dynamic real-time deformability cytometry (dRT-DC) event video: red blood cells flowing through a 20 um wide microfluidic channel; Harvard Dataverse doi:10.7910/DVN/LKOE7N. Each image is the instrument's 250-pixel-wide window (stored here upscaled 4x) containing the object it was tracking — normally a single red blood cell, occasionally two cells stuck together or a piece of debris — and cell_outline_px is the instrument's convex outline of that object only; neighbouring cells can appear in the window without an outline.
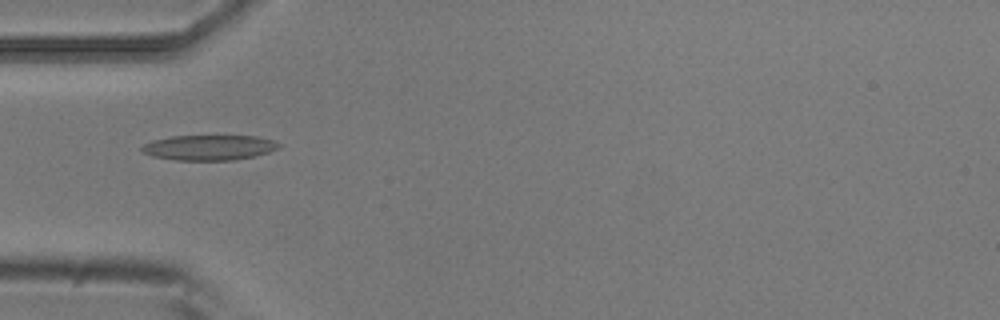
{"species": "common noctule bat (a hibernating species)", "species_latin": "Nyctalus noctula", "temperature_condition": "room temperature", "stored_images_in_passage": 6, "camera_frame_rate_fps": 3000, "um_per_image_px": 0.085, "animal": {"sex": "male", "body_mass_g": 20.5, "forearm_length_mm": 52.5}, "frame": {"image": 1, "passage_image": 5, "time_ms": 1.333, "image_size_px": [1000, 320], "cell_outline_px": [[280, 148], [256, 156], [232, 160], [176, 160], [152, 156], [144, 152], [140, 148], [144, 144], [152, 140], [172, 136], [256, 136], [272, 140], [280, 144]], "centroid_in_image_um": [17.78, 12.54], "position_along_channel_um": 67.2, "area_um2": 20.06}}
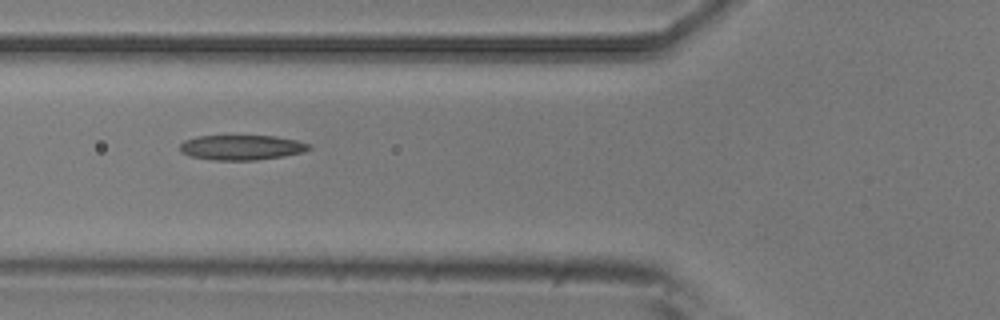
{"frame": {"image": 2, "passage_image": 6, "time_ms": 1.667, "image_size_px": [1000, 320], "cell_outline_px": [[312, 148], [304, 152], [284, 156], [256, 160], [216, 160], [188, 156], [180, 152], [180, 144], [184, 140], [196, 136], [276, 136], [296, 140], [308, 144]], "centroid_in_image_um": [20.51, 12.53], "position_along_channel_um": 105.3, "area_um2": 18.84}}